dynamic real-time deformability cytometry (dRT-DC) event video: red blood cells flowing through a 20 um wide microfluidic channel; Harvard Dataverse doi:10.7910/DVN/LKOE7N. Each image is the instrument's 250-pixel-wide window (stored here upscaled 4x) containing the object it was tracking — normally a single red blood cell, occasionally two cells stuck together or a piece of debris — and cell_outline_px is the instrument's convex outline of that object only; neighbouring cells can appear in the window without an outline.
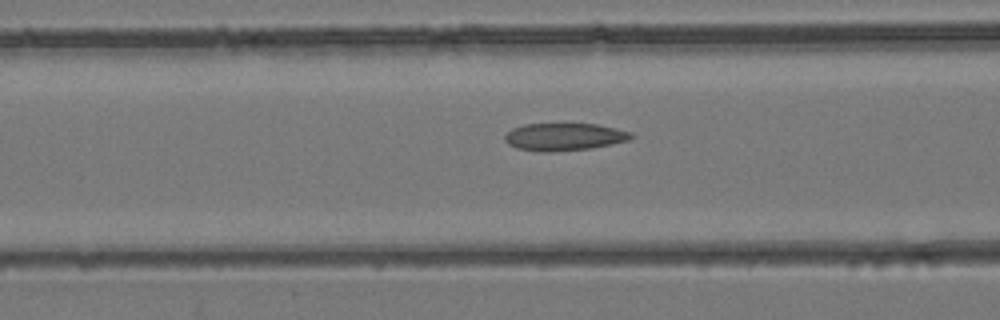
{"species": "common noctule bat (a hibernating species)", "species_latin": "Nyctalus noctula", "temperature_condition": "room temperature", "stored_images_in_passage": 6, "camera_frame_rate_fps": 3000, "um_per_image_px": 0.085, "animal": {"sex": "female", "body_mass_g": 24.6, "forearm_length_mm": 56.2}, "frame": {"image": 1, "passage_image": 5, "time_ms": 1.333, "image_size_px": [1000, 320], "cell_outline_px": [[636, 136], [628, 140], [612, 144], [592, 148], [552, 152], [540, 152], [516, 148], [508, 144], [504, 140], [504, 136], [512, 128], [524, 124], [596, 124], [616, 128], [632, 132]], "centroid_in_image_um": [47.96, 11.63], "position_along_channel_um": 118.6, "area_um2": 20.4}}